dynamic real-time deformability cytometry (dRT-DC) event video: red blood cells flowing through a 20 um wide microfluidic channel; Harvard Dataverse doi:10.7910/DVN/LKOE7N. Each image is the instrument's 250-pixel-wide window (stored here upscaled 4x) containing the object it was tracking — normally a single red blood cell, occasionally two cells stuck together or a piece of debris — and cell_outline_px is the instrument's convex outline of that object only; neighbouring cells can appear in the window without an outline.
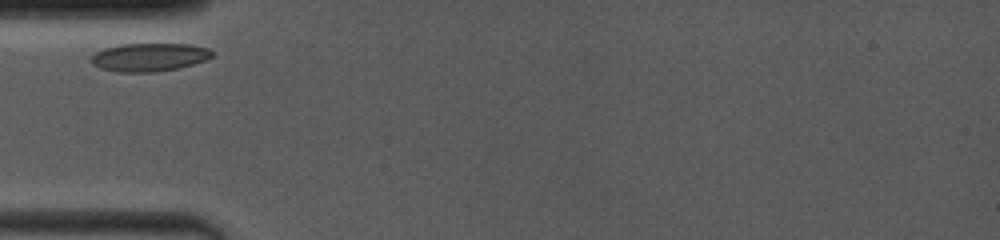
{"species": "common noctule bat (a hibernating species)", "species_latin": "Nyctalus noctula", "temperature_condition": "room temperature", "stored_images_in_passage": 33, "camera_frame_rate_fps": 4000, "um_per_image_px": 0.085, "animal": {"sex": "female", "body_mass_g": 19.0, "forearm_length_mm": 53.3}, "frame": {"image": 1, "passage_image": 1, "time_ms": 0.0, "image_size_px": [1000, 240], "cell_outline_px": [[212, 56], [204, 60], [192, 64], [176, 68], [156, 72], [120, 72], [100, 68], [92, 64], [92, 56], [96, 52], [104, 48], [120, 44], [188, 44], [208, 48], [212, 52]], "centroid_in_image_um": [12.66, 4.86], "position_along_channel_um": 72.3, "area_um2": 19.65}}
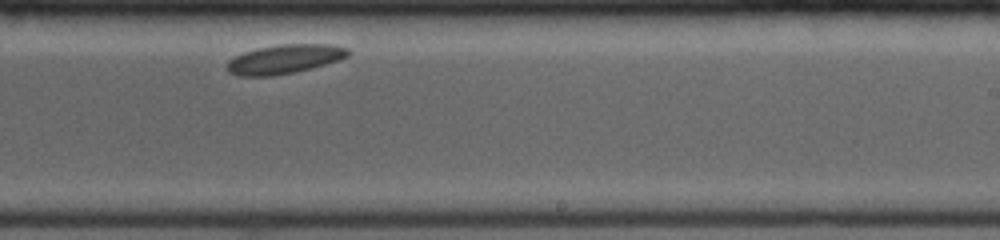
{"frame": {"image": 2, "passage_image": 20, "time_ms": 5.5, "image_size_px": [1000, 240], "cell_outline_px": [[352, 52], [348, 56], [340, 60], [312, 68], [296, 72], [272, 76], [236, 76], [228, 72], [228, 60], [244, 52], [260, 48], [280, 44], [332, 44], [348, 48]], "centroid_in_image_um": [24.23, 5.03], "position_along_channel_um": 264.8, "area_um2": 20.63}}
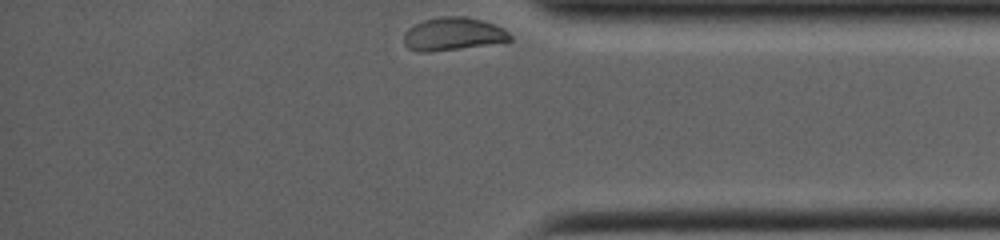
{"frame": {"image": 3, "passage_image": 33, "time_ms": 9.25, "image_size_px": [1000, 240], "cell_outline_px": [[512, 40], [508, 44], [432, 52], [416, 52], [408, 48], [404, 44], [404, 32], [408, 28], [424, 20], [440, 16], [468, 16], [484, 20], [496, 24], [504, 28], [512, 36]], "centroid_in_image_um": [38.61, 2.92], "position_along_channel_um": 396.6, "area_um2": 21.5}}